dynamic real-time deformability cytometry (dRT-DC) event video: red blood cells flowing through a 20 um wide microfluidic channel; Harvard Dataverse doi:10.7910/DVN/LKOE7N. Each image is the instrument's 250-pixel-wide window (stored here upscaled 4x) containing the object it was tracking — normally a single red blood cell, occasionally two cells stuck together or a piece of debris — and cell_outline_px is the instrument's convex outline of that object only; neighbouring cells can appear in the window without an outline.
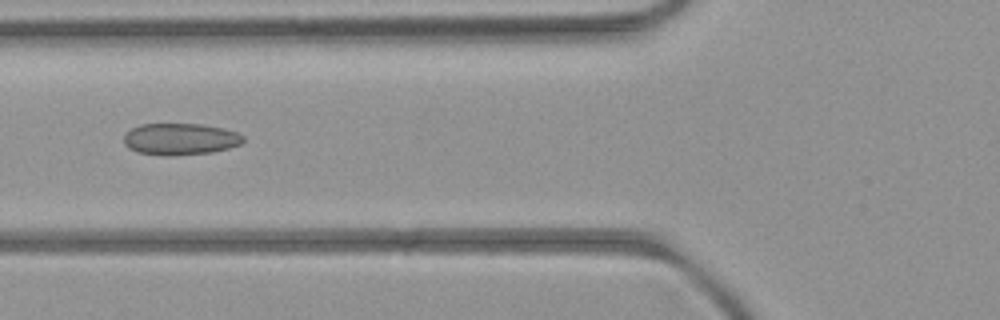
{"species": "common noctule bat (a hibernating species)", "species_latin": "Nyctalus noctula", "temperature_condition": "room temperature", "stored_images_in_passage": 6, "camera_frame_rate_fps": 3000, "um_per_image_px": 0.085, "animal": {"sex": "female", "body_mass_g": 21.9}, "frame": {"image": 1, "passage_image": 6, "time_ms": 6.333, "image_size_px": [1000, 320], "cell_outline_px": [[244, 140], [240, 144], [228, 148], [212, 152], [172, 156], [168, 156], [136, 152], [128, 148], [124, 144], [124, 132], [140, 124], [204, 124], [224, 128], [236, 132], [244, 136]], "centroid_in_image_um": [15.3, 11.82], "position_along_channel_um": 110.5, "area_um2": 22.25}}